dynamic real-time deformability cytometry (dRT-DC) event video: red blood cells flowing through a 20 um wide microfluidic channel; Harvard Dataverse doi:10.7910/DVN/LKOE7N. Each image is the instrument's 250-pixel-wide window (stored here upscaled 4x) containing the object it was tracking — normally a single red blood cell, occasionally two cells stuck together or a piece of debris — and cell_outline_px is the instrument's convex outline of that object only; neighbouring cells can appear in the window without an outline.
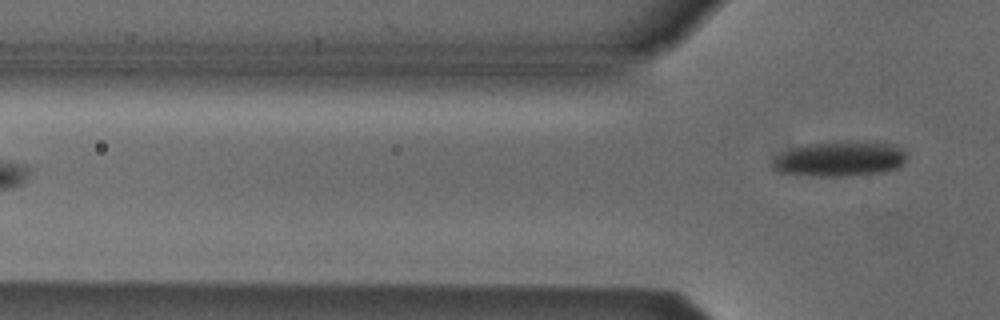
{"species": "Egyptian fruit bat (a non-hibernating species)", "species_latin": "Rousettus aegyptiacus", "temperature_condition": "cold", "stored_images_in_passage": 5, "camera_frame_rate_fps": 3000, "um_per_image_px": 0.085, "animal": {"sex": "male"}, "frame": {"image": 1, "passage_image": 5, "time_ms": 5.667, "image_size_px": [1000, 320], "cell_outline_px": [[908, 156], [904, 164], [896, 168], [884, 172], [848, 176], [796, 176], [780, 172], [772, 168], [772, 160], [776, 156], [792, 148], [808, 144], [844, 140], [848, 140], [892, 144], [900, 148]], "centroid_in_image_um": [71.37, 13.51], "position_along_channel_um": 54.4, "area_um2": 27.92}}